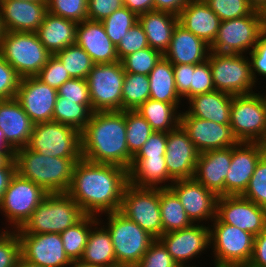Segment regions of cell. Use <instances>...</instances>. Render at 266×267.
Segmentation results:
<instances>
[{
  "instance_id": "cell-1",
  "label": "cell",
  "mask_w": 266,
  "mask_h": 267,
  "mask_svg": "<svg viewBox=\"0 0 266 267\" xmlns=\"http://www.w3.org/2000/svg\"><path fill=\"white\" fill-rule=\"evenodd\" d=\"M128 184V170L124 167L93 163L81 158L74 165L71 184L66 193L85 215L103 217V214L120 210Z\"/></svg>"
},
{
  "instance_id": "cell-2",
  "label": "cell",
  "mask_w": 266,
  "mask_h": 267,
  "mask_svg": "<svg viewBox=\"0 0 266 267\" xmlns=\"http://www.w3.org/2000/svg\"><path fill=\"white\" fill-rule=\"evenodd\" d=\"M81 156L93 163L114 164L129 170L133 157L127 147L125 110L92 113L81 132Z\"/></svg>"
},
{
  "instance_id": "cell-3",
  "label": "cell",
  "mask_w": 266,
  "mask_h": 267,
  "mask_svg": "<svg viewBox=\"0 0 266 267\" xmlns=\"http://www.w3.org/2000/svg\"><path fill=\"white\" fill-rule=\"evenodd\" d=\"M81 158L52 157L32 151L27 146L14 152L16 172L47 193H66L75 163Z\"/></svg>"
},
{
  "instance_id": "cell-4",
  "label": "cell",
  "mask_w": 266,
  "mask_h": 267,
  "mask_svg": "<svg viewBox=\"0 0 266 267\" xmlns=\"http://www.w3.org/2000/svg\"><path fill=\"white\" fill-rule=\"evenodd\" d=\"M104 215L98 221L111 235L117 267H135L155 238L120 211Z\"/></svg>"
},
{
  "instance_id": "cell-5",
  "label": "cell",
  "mask_w": 266,
  "mask_h": 267,
  "mask_svg": "<svg viewBox=\"0 0 266 267\" xmlns=\"http://www.w3.org/2000/svg\"><path fill=\"white\" fill-rule=\"evenodd\" d=\"M84 215L67 193H48L20 229L26 234H60Z\"/></svg>"
},
{
  "instance_id": "cell-6",
  "label": "cell",
  "mask_w": 266,
  "mask_h": 267,
  "mask_svg": "<svg viewBox=\"0 0 266 267\" xmlns=\"http://www.w3.org/2000/svg\"><path fill=\"white\" fill-rule=\"evenodd\" d=\"M209 228L211 261L217 267H247L253 254L254 235L223 223L217 216Z\"/></svg>"
},
{
  "instance_id": "cell-7",
  "label": "cell",
  "mask_w": 266,
  "mask_h": 267,
  "mask_svg": "<svg viewBox=\"0 0 266 267\" xmlns=\"http://www.w3.org/2000/svg\"><path fill=\"white\" fill-rule=\"evenodd\" d=\"M0 53L20 78L37 76L52 55L35 32L11 31L1 38Z\"/></svg>"
},
{
  "instance_id": "cell-8",
  "label": "cell",
  "mask_w": 266,
  "mask_h": 267,
  "mask_svg": "<svg viewBox=\"0 0 266 267\" xmlns=\"http://www.w3.org/2000/svg\"><path fill=\"white\" fill-rule=\"evenodd\" d=\"M257 91L232 98L230 127L238 142H260L266 134V97Z\"/></svg>"
},
{
  "instance_id": "cell-9",
  "label": "cell",
  "mask_w": 266,
  "mask_h": 267,
  "mask_svg": "<svg viewBox=\"0 0 266 267\" xmlns=\"http://www.w3.org/2000/svg\"><path fill=\"white\" fill-rule=\"evenodd\" d=\"M47 194L41 186L16 172L0 203V213L6 221L4 229L21 228Z\"/></svg>"
},
{
  "instance_id": "cell-10",
  "label": "cell",
  "mask_w": 266,
  "mask_h": 267,
  "mask_svg": "<svg viewBox=\"0 0 266 267\" xmlns=\"http://www.w3.org/2000/svg\"><path fill=\"white\" fill-rule=\"evenodd\" d=\"M209 66L217 91L235 96L253 93L259 87L253 80L246 54H219L210 51Z\"/></svg>"
},
{
  "instance_id": "cell-11",
  "label": "cell",
  "mask_w": 266,
  "mask_h": 267,
  "mask_svg": "<svg viewBox=\"0 0 266 267\" xmlns=\"http://www.w3.org/2000/svg\"><path fill=\"white\" fill-rule=\"evenodd\" d=\"M262 31V15L258 10L247 16L221 21L210 51L247 55L255 47Z\"/></svg>"
},
{
  "instance_id": "cell-12",
  "label": "cell",
  "mask_w": 266,
  "mask_h": 267,
  "mask_svg": "<svg viewBox=\"0 0 266 267\" xmlns=\"http://www.w3.org/2000/svg\"><path fill=\"white\" fill-rule=\"evenodd\" d=\"M27 147L52 157L82 158L81 132L54 121L34 124Z\"/></svg>"
},
{
  "instance_id": "cell-13",
  "label": "cell",
  "mask_w": 266,
  "mask_h": 267,
  "mask_svg": "<svg viewBox=\"0 0 266 267\" xmlns=\"http://www.w3.org/2000/svg\"><path fill=\"white\" fill-rule=\"evenodd\" d=\"M125 76L121 61L94 64L87 77L92 111H122Z\"/></svg>"
},
{
  "instance_id": "cell-14",
  "label": "cell",
  "mask_w": 266,
  "mask_h": 267,
  "mask_svg": "<svg viewBox=\"0 0 266 267\" xmlns=\"http://www.w3.org/2000/svg\"><path fill=\"white\" fill-rule=\"evenodd\" d=\"M119 211L155 239L163 235L160 188H139L128 184Z\"/></svg>"
},
{
  "instance_id": "cell-15",
  "label": "cell",
  "mask_w": 266,
  "mask_h": 267,
  "mask_svg": "<svg viewBox=\"0 0 266 267\" xmlns=\"http://www.w3.org/2000/svg\"><path fill=\"white\" fill-rule=\"evenodd\" d=\"M209 225L192 224L185 229L164 233L159 240L180 267L195 266L196 258L210 251Z\"/></svg>"
},
{
  "instance_id": "cell-16",
  "label": "cell",
  "mask_w": 266,
  "mask_h": 267,
  "mask_svg": "<svg viewBox=\"0 0 266 267\" xmlns=\"http://www.w3.org/2000/svg\"><path fill=\"white\" fill-rule=\"evenodd\" d=\"M21 242L22 258L42 267H70L59 233L26 234L16 229Z\"/></svg>"
},
{
  "instance_id": "cell-17",
  "label": "cell",
  "mask_w": 266,
  "mask_h": 267,
  "mask_svg": "<svg viewBox=\"0 0 266 267\" xmlns=\"http://www.w3.org/2000/svg\"><path fill=\"white\" fill-rule=\"evenodd\" d=\"M170 189L180 199L193 224L207 225L216 218L218 196L194 178L175 180Z\"/></svg>"
},
{
  "instance_id": "cell-18",
  "label": "cell",
  "mask_w": 266,
  "mask_h": 267,
  "mask_svg": "<svg viewBox=\"0 0 266 267\" xmlns=\"http://www.w3.org/2000/svg\"><path fill=\"white\" fill-rule=\"evenodd\" d=\"M216 216L254 236L266 229V209L241 195L218 196Z\"/></svg>"
},
{
  "instance_id": "cell-19",
  "label": "cell",
  "mask_w": 266,
  "mask_h": 267,
  "mask_svg": "<svg viewBox=\"0 0 266 267\" xmlns=\"http://www.w3.org/2000/svg\"><path fill=\"white\" fill-rule=\"evenodd\" d=\"M57 97V89L43 83L35 76L20 79L15 99L36 124L53 121Z\"/></svg>"
},
{
  "instance_id": "cell-20",
  "label": "cell",
  "mask_w": 266,
  "mask_h": 267,
  "mask_svg": "<svg viewBox=\"0 0 266 267\" xmlns=\"http://www.w3.org/2000/svg\"><path fill=\"white\" fill-rule=\"evenodd\" d=\"M180 125L199 153L233 147L238 143L230 125L193 116H180Z\"/></svg>"
},
{
  "instance_id": "cell-21",
  "label": "cell",
  "mask_w": 266,
  "mask_h": 267,
  "mask_svg": "<svg viewBox=\"0 0 266 267\" xmlns=\"http://www.w3.org/2000/svg\"><path fill=\"white\" fill-rule=\"evenodd\" d=\"M199 154L181 125L167 133L166 168L174 180L194 177Z\"/></svg>"
},
{
  "instance_id": "cell-22",
  "label": "cell",
  "mask_w": 266,
  "mask_h": 267,
  "mask_svg": "<svg viewBox=\"0 0 266 267\" xmlns=\"http://www.w3.org/2000/svg\"><path fill=\"white\" fill-rule=\"evenodd\" d=\"M259 142H238L232 147L231 165L225 179V196L242 195L262 158Z\"/></svg>"
},
{
  "instance_id": "cell-23",
  "label": "cell",
  "mask_w": 266,
  "mask_h": 267,
  "mask_svg": "<svg viewBox=\"0 0 266 267\" xmlns=\"http://www.w3.org/2000/svg\"><path fill=\"white\" fill-rule=\"evenodd\" d=\"M231 160L232 147L200 153L193 178L217 196H225V179Z\"/></svg>"
},
{
  "instance_id": "cell-24",
  "label": "cell",
  "mask_w": 266,
  "mask_h": 267,
  "mask_svg": "<svg viewBox=\"0 0 266 267\" xmlns=\"http://www.w3.org/2000/svg\"><path fill=\"white\" fill-rule=\"evenodd\" d=\"M47 12V2L0 1V13L5 31L36 32Z\"/></svg>"
},
{
  "instance_id": "cell-25",
  "label": "cell",
  "mask_w": 266,
  "mask_h": 267,
  "mask_svg": "<svg viewBox=\"0 0 266 267\" xmlns=\"http://www.w3.org/2000/svg\"><path fill=\"white\" fill-rule=\"evenodd\" d=\"M76 43L85 50L94 64L119 61L116 46L107 36L100 21L87 19L78 23Z\"/></svg>"
},
{
  "instance_id": "cell-26",
  "label": "cell",
  "mask_w": 266,
  "mask_h": 267,
  "mask_svg": "<svg viewBox=\"0 0 266 267\" xmlns=\"http://www.w3.org/2000/svg\"><path fill=\"white\" fill-rule=\"evenodd\" d=\"M209 53V44L178 23L172 33L169 48L163 56L172 65H197L206 61Z\"/></svg>"
},
{
  "instance_id": "cell-27",
  "label": "cell",
  "mask_w": 266,
  "mask_h": 267,
  "mask_svg": "<svg viewBox=\"0 0 266 267\" xmlns=\"http://www.w3.org/2000/svg\"><path fill=\"white\" fill-rule=\"evenodd\" d=\"M34 123L15 99L0 100V129L6 142L14 149L26 147Z\"/></svg>"
},
{
  "instance_id": "cell-28",
  "label": "cell",
  "mask_w": 266,
  "mask_h": 267,
  "mask_svg": "<svg viewBox=\"0 0 266 267\" xmlns=\"http://www.w3.org/2000/svg\"><path fill=\"white\" fill-rule=\"evenodd\" d=\"M233 95L211 91L197 94L187 101V110H182L180 116H193L210 120L221 125H230L231 104Z\"/></svg>"
},
{
  "instance_id": "cell-29",
  "label": "cell",
  "mask_w": 266,
  "mask_h": 267,
  "mask_svg": "<svg viewBox=\"0 0 266 267\" xmlns=\"http://www.w3.org/2000/svg\"><path fill=\"white\" fill-rule=\"evenodd\" d=\"M179 24L211 45L220 26V18L204 0H191L178 16Z\"/></svg>"
},
{
  "instance_id": "cell-30",
  "label": "cell",
  "mask_w": 266,
  "mask_h": 267,
  "mask_svg": "<svg viewBox=\"0 0 266 267\" xmlns=\"http://www.w3.org/2000/svg\"><path fill=\"white\" fill-rule=\"evenodd\" d=\"M129 184L139 188H170L175 181L168 173L165 157H133Z\"/></svg>"
},
{
  "instance_id": "cell-31",
  "label": "cell",
  "mask_w": 266,
  "mask_h": 267,
  "mask_svg": "<svg viewBox=\"0 0 266 267\" xmlns=\"http://www.w3.org/2000/svg\"><path fill=\"white\" fill-rule=\"evenodd\" d=\"M78 23L47 12L35 32L45 48L55 55L58 51L76 43Z\"/></svg>"
},
{
  "instance_id": "cell-32",
  "label": "cell",
  "mask_w": 266,
  "mask_h": 267,
  "mask_svg": "<svg viewBox=\"0 0 266 267\" xmlns=\"http://www.w3.org/2000/svg\"><path fill=\"white\" fill-rule=\"evenodd\" d=\"M138 22L145 31L149 46L164 54L169 48L174 28L179 23L178 16L152 10L140 14Z\"/></svg>"
},
{
  "instance_id": "cell-33",
  "label": "cell",
  "mask_w": 266,
  "mask_h": 267,
  "mask_svg": "<svg viewBox=\"0 0 266 267\" xmlns=\"http://www.w3.org/2000/svg\"><path fill=\"white\" fill-rule=\"evenodd\" d=\"M79 261L99 267H117L111 235L99 221L90 229L83 256Z\"/></svg>"
},
{
  "instance_id": "cell-34",
  "label": "cell",
  "mask_w": 266,
  "mask_h": 267,
  "mask_svg": "<svg viewBox=\"0 0 266 267\" xmlns=\"http://www.w3.org/2000/svg\"><path fill=\"white\" fill-rule=\"evenodd\" d=\"M150 82V99L169 104H181L175 86L173 65L163 56L148 75Z\"/></svg>"
},
{
  "instance_id": "cell-35",
  "label": "cell",
  "mask_w": 266,
  "mask_h": 267,
  "mask_svg": "<svg viewBox=\"0 0 266 267\" xmlns=\"http://www.w3.org/2000/svg\"><path fill=\"white\" fill-rule=\"evenodd\" d=\"M180 104H169L148 99L135 111L150 124L157 132H170L180 125Z\"/></svg>"
},
{
  "instance_id": "cell-36",
  "label": "cell",
  "mask_w": 266,
  "mask_h": 267,
  "mask_svg": "<svg viewBox=\"0 0 266 267\" xmlns=\"http://www.w3.org/2000/svg\"><path fill=\"white\" fill-rule=\"evenodd\" d=\"M160 214L163 234L185 229L193 224L180 199L170 188L160 189Z\"/></svg>"
},
{
  "instance_id": "cell-37",
  "label": "cell",
  "mask_w": 266,
  "mask_h": 267,
  "mask_svg": "<svg viewBox=\"0 0 266 267\" xmlns=\"http://www.w3.org/2000/svg\"><path fill=\"white\" fill-rule=\"evenodd\" d=\"M98 222V217L84 215L77 223L60 233L66 255L73 261L83 256L90 229Z\"/></svg>"
},
{
  "instance_id": "cell-38",
  "label": "cell",
  "mask_w": 266,
  "mask_h": 267,
  "mask_svg": "<svg viewBox=\"0 0 266 267\" xmlns=\"http://www.w3.org/2000/svg\"><path fill=\"white\" fill-rule=\"evenodd\" d=\"M91 104H78L76 101L65 100L63 97H57L53 121L69 125L82 132L88 124L92 115Z\"/></svg>"
},
{
  "instance_id": "cell-39",
  "label": "cell",
  "mask_w": 266,
  "mask_h": 267,
  "mask_svg": "<svg viewBox=\"0 0 266 267\" xmlns=\"http://www.w3.org/2000/svg\"><path fill=\"white\" fill-rule=\"evenodd\" d=\"M150 99L148 75L125 72L122 88V110H136Z\"/></svg>"
},
{
  "instance_id": "cell-40",
  "label": "cell",
  "mask_w": 266,
  "mask_h": 267,
  "mask_svg": "<svg viewBox=\"0 0 266 267\" xmlns=\"http://www.w3.org/2000/svg\"><path fill=\"white\" fill-rule=\"evenodd\" d=\"M71 78L87 79L94 66L91 57L77 43L67 46L55 54Z\"/></svg>"
},
{
  "instance_id": "cell-41",
  "label": "cell",
  "mask_w": 266,
  "mask_h": 267,
  "mask_svg": "<svg viewBox=\"0 0 266 267\" xmlns=\"http://www.w3.org/2000/svg\"><path fill=\"white\" fill-rule=\"evenodd\" d=\"M126 140L129 153L134 157L153 130L150 124L135 110H125Z\"/></svg>"
},
{
  "instance_id": "cell-42",
  "label": "cell",
  "mask_w": 266,
  "mask_h": 267,
  "mask_svg": "<svg viewBox=\"0 0 266 267\" xmlns=\"http://www.w3.org/2000/svg\"><path fill=\"white\" fill-rule=\"evenodd\" d=\"M138 21V16L127 7L122 6L102 22L107 36L117 46L125 33Z\"/></svg>"
},
{
  "instance_id": "cell-43",
  "label": "cell",
  "mask_w": 266,
  "mask_h": 267,
  "mask_svg": "<svg viewBox=\"0 0 266 267\" xmlns=\"http://www.w3.org/2000/svg\"><path fill=\"white\" fill-rule=\"evenodd\" d=\"M163 54L150 46L125 56L122 66L127 73L149 75L154 66L160 61Z\"/></svg>"
},
{
  "instance_id": "cell-44",
  "label": "cell",
  "mask_w": 266,
  "mask_h": 267,
  "mask_svg": "<svg viewBox=\"0 0 266 267\" xmlns=\"http://www.w3.org/2000/svg\"><path fill=\"white\" fill-rule=\"evenodd\" d=\"M49 13L81 23L87 20L88 0H46Z\"/></svg>"
},
{
  "instance_id": "cell-45",
  "label": "cell",
  "mask_w": 266,
  "mask_h": 267,
  "mask_svg": "<svg viewBox=\"0 0 266 267\" xmlns=\"http://www.w3.org/2000/svg\"><path fill=\"white\" fill-rule=\"evenodd\" d=\"M221 21L250 15L255 9L248 0H204Z\"/></svg>"
},
{
  "instance_id": "cell-46",
  "label": "cell",
  "mask_w": 266,
  "mask_h": 267,
  "mask_svg": "<svg viewBox=\"0 0 266 267\" xmlns=\"http://www.w3.org/2000/svg\"><path fill=\"white\" fill-rule=\"evenodd\" d=\"M242 197L266 209V159L262 157Z\"/></svg>"
},
{
  "instance_id": "cell-47",
  "label": "cell",
  "mask_w": 266,
  "mask_h": 267,
  "mask_svg": "<svg viewBox=\"0 0 266 267\" xmlns=\"http://www.w3.org/2000/svg\"><path fill=\"white\" fill-rule=\"evenodd\" d=\"M21 255V242L16 230L0 234V267H17Z\"/></svg>"
},
{
  "instance_id": "cell-48",
  "label": "cell",
  "mask_w": 266,
  "mask_h": 267,
  "mask_svg": "<svg viewBox=\"0 0 266 267\" xmlns=\"http://www.w3.org/2000/svg\"><path fill=\"white\" fill-rule=\"evenodd\" d=\"M147 47H149V43L145 31L137 21L116 46L117 57L121 61L125 56Z\"/></svg>"
},
{
  "instance_id": "cell-49",
  "label": "cell",
  "mask_w": 266,
  "mask_h": 267,
  "mask_svg": "<svg viewBox=\"0 0 266 267\" xmlns=\"http://www.w3.org/2000/svg\"><path fill=\"white\" fill-rule=\"evenodd\" d=\"M135 267H180L159 239H155Z\"/></svg>"
},
{
  "instance_id": "cell-50",
  "label": "cell",
  "mask_w": 266,
  "mask_h": 267,
  "mask_svg": "<svg viewBox=\"0 0 266 267\" xmlns=\"http://www.w3.org/2000/svg\"><path fill=\"white\" fill-rule=\"evenodd\" d=\"M36 77L43 83L57 90L66 81L71 79L67 70L56 55H51L49 57L47 64L40 70Z\"/></svg>"
},
{
  "instance_id": "cell-51",
  "label": "cell",
  "mask_w": 266,
  "mask_h": 267,
  "mask_svg": "<svg viewBox=\"0 0 266 267\" xmlns=\"http://www.w3.org/2000/svg\"><path fill=\"white\" fill-rule=\"evenodd\" d=\"M58 96L78 104H91L87 79L71 78L57 90Z\"/></svg>"
},
{
  "instance_id": "cell-52",
  "label": "cell",
  "mask_w": 266,
  "mask_h": 267,
  "mask_svg": "<svg viewBox=\"0 0 266 267\" xmlns=\"http://www.w3.org/2000/svg\"><path fill=\"white\" fill-rule=\"evenodd\" d=\"M20 79L15 69L0 53V100L15 98Z\"/></svg>"
},
{
  "instance_id": "cell-53",
  "label": "cell",
  "mask_w": 266,
  "mask_h": 267,
  "mask_svg": "<svg viewBox=\"0 0 266 267\" xmlns=\"http://www.w3.org/2000/svg\"><path fill=\"white\" fill-rule=\"evenodd\" d=\"M250 61L251 74L256 85L262 76L263 80L266 79V32L263 30L259 36L258 42L251 52L248 53Z\"/></svg>"
},
{
  "instance_id": "cell-54",
  "label": "cell",
  "mask_w": 266,
  "mask_h": 267,
  "mask_svg": "<svg viewBox=\"0 0 266 267\" xmlns=\"http://www.w3.org/2000/svg\"><path fill=\"white\" fill-rule=\"evenodd\" d=\"M215 90L212 72L209 66V56L203 63L194 65L192 73L191 97L197 94H204Z\"/></svg>"
},
{
  "instance_id": "cell-55",
  "label": "cell",
  "mask_w": 266,
  "mask_h": 267,
  "mask_svg": "<svg viewBox=\"0 0 266 267\" xmlns=\"http://www.w3.org/2000/svg\"><path fill=\"white\" fill-rule=\"evenodd\" d=\"M122 6L123 0H88L87 19L101 22Z\"/></svg>"
},
{
  "instance_id": "cell-56",
  "label": "cell",
  "mask_w": 266,
  "mask_h": 267,
  "mask_svg": "<svg viewBox=\"0 0 266 267\" xmlns=\"http://www.w3.org/2000/svg\"><path fill=\"white\" fill-rule=\"evenodd\" d=\"M175 86L178 95L184 100L191 98L192 73H194V65L177 64L173 65Z\"/></svg>"
},
{
  "instance_id": "cell-57",
  "label": "cell",
  "mask_w": 266,
  "mask_h": 267,
  "mask_svg": "<svg viewBox=\"0 0 266 267\" xmlns=\"http://www.w3.org/2000/svg\"><path fill=\"white\" fill-rule=\"evenodd\" d=\"M167 133L153 131L134 157H165Z\"/></svg>"
},
{
  "instance_id": "cell-58",
  "label": "cell",
  "mask_w": 266,
  "mask_h": 267,
  "mask_svg": "<svg viewBox=\"0 0 266 267\" xmlns=\"http://www.w3.org/2000/svg\"><path fill=\"white\" fill-rule=\"evenodd\" d=\"M247 267H266V229L254 236L253 254Z\"/></svg>"
},
{
  "instance_id": "cell-59",
  "label": "cell",
  "mask_w": 266,
  "mask_h": 267,
  "mask_svg": "<svg viewBox=\"0 0 266 267\" xmlns=\"http://www.w3.org/2000/svg\"><path fill=\"white\" fill-rule=\"evenodd\" d=\"M191 0H154V10L168 12L173 15L179 16L181 10Z\"/></svg>"
},
{
  "instance_id": "cell-60",
  "label": "cell",
  "mask_w": 266,
  "mask_h": 267,
  "mask_svg": "<svg viewBox=\"0 0 266 267\" xmlns=\"http://www.w3.org/2000/svg\"><path fill=\"white\" fill-rule=\"evenodd\" d=\"M123 5L137 16L154 10V0H124Z\"/></svg>"
},
{
  "instance_id": "cell-61",
  "label": "cell",
  "mask_w": 266,
  "mask_h": 267,
  "mask_svg": "<svg viewBox=\"0 0 266 267\" xmlns=\"http://www.w3.org/2000/svg\"><path fill=\"white\" fill-rule=\"evenodd\" d=\"M15 173L16 168H0V203Z\"/></svg>"
},
{
  "instance_id": "cell-62",
  "label": "cell",
  "mask_w": 266,
  "mask_h": 267,
  "mask_svg": "<svg viewBox=\"0 0 266 267\" xmlns=\"http://www.w3.org/2000/svg\"><path fill=\"white\" fill-rule=\"evenodd\" d=\"M15 151H0V168H16Z\"/></svg>"
},
{
  "instance_id": "cell-63",
  "label": "cell",
  "mask_w": 266,
  "mask_h": 267,
  "mask_svg": "<svg viewBox=\"0 0 266 267\" xmlns=\"http://www.w3.org/2000/svg\"><path fill=\"white\" fill-rule=\"evenodd\" d=\"M0 151H15L5 140L3 131L0 129Z\"/></svg>"
},
{
  "instance_id": "cell-64",
  "label": "cell",
  "mask_w": 266,
  "mask_h": 267,
  "mask_svg": "<svg viewBox=\"0 0 266 267\" xmlns=\"http://www.w3.org/2000/svg\"><path fill=\"white\" fill-rule=\"evenodd\" d=\"M250 5L258 11H261L266 7V0H248Z\"/></svg>"
},
{
  "instance_id": "cell-65",
  "label": "cell",
  "mask_w": 266,
  "mask_h": 267,
  "mask_svg": "<svg viewBox=\"0 0 266 267\" xmlns=\"http://www.w3.org/2000/svg\"><path fill=\"white\" fill-rule=\"evenodd\" d=\"M17 267H42L33 263L28 262L27 260L23 259L22 257L20 258V261L18 262Z\"/></svg>"
},
{
  "instance_id": "cell-66",
  "label": "cell",
  "mask_w": 266,
  "mask_h": 267,
  "mask_svg": "<svg viewBox=\"0 0 266 267\" xmlns=\"http://www.w3.org/2000/svg\"><path fill=\"white\" fill-rule=\"evenodd\" d=\"M70 267H99V266L85 264L82 263L81 261H73Z\"/></svg>"
},
{
  "instance_id": "cell-67",
  "label": "cell",
  "mask_w": 266,
  "mask_h": 267,
  "mask_svg": "<svg viewBox=\"0 0 266 267\" xmlns=\"http://www.w3.org/2000/svg\"><path fill=\"white\" fill-rule=\"evenodd\" d=\"M259 143L262 148V156L266 159V134Z\"/></svg>"
},
{
  "instance_id": "cell-68",
  "label": "cell",
  "mask_w": 266,
  "mask_h": 267,
  "mask_svg": "<svg viewBox=\"0 0 266 267\" xmlns=\"http://www.w3.org/2000/svg\"><path fill=\"white\" fill-rule=\"evenodd\" d=\"M263 30L266 32V7L261 10Z\"/></svg>"
},
{
  "instance_id": "cell-69",
  "label": "cell",
  "mask_w": 266,
  "mask_h": 267,
  "mask_svg": "<svg viewBox=\"0 0 266 267\" xmlns=\"http://www.w3.org/2000/svg\"><path fill=\"white\" fill-rule=\"evenodd\" d=\"M5 34V29L2 23V18H1V13H0V40L3 37V35Z\"/></svg>"
},
{
  "instance_id": "cell-70",
  "label": "cell",
  "mask_w": 266,
  "mask_h": 267,
  "mask_svg": "<svg viewBox=\"0 0 266 267\" xmlns=\"http://www.w3.org/2000/svg\"><path fill=\"white\" fill-rule=\"evenodd\" d=\"M0 1H12V0H0ZM25 1L47 2L46 0H25Z\"/></svg>"
},
{
  "instance_id": "cell-71",
  "label": "cell",
  "mask_w": 266,
  "mask_h": 267,
  "mask_svg": "<svg viewBox=\"0 0 266 267\" xmlns=\"http://www.w3.org/2000/svg\"><path fill=\"white\" fill-rule=\"evenodd\" d=\"M210 264H213V267H217L214 263H210ZM198 264H196L195 266H188V267H199V265L197 266ZM200 267H201V265H200ZM209 267H211V266H209Z\"/></svg>"
},
{
  "instance_id": "cell-72",
  "label": "cell",
  "mask_w": 266,
  "mask_h": 267,
  "mask_svg": "<svg viewBox=\"0 0 266 267\" xmlns=\"http://www.w3.org/2000/svg\"><path fill=\"white\" fill-rule=\"evenodd\" d=\"M4 230H5L4 227L1 228V229H0V234H1Z\"/></svg>"
}]
</instances>
